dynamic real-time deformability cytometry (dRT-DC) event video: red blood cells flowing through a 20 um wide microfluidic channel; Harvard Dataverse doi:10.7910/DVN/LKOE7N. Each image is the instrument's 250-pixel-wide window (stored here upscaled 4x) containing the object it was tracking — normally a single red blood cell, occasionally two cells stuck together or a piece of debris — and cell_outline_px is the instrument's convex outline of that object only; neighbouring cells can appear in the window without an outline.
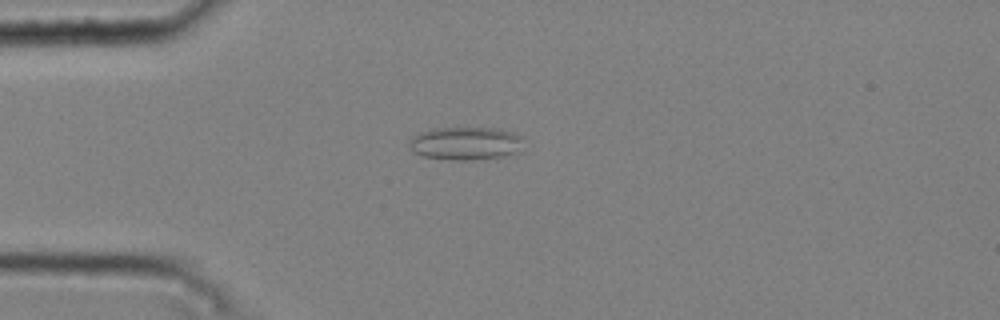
{"species": "common noctule bat (a hibernating species)", "species_latin": "Nyctalus noctula", "temperature_condition": "cold", "stored_images_in_passage": 49, "camera_frame_rate_fps": 3000, "um_per_image_px": 0.085, "animal": {"sex": "male", "body_mass_g": 20.4}, "frame": {"image": 1, "passage_image": 13, "time_ms": 4.0, "image_size_px": [1000, 320], "cell_outline_px": [[524, 136], [520, 152], [504, 156], [468, 160], [456, 160], [424, 156], [416, 152], [408, 144], [412, 136], [420, 132], [436, 128], [496, 128], [512, 132]], "centroid_in_image_um": [39.63, 12.18], "position_along_channel_um": 45.4, "area_um2": 21.96}}
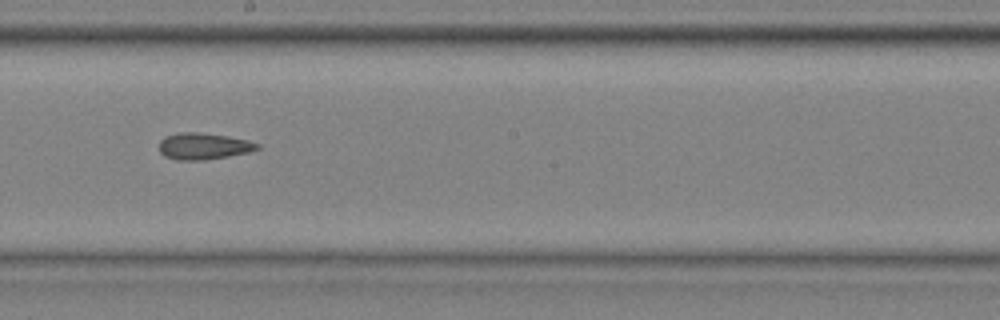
{"frame": {"image": 2, "passage_image": 29, "time_ms": 9.333, "image_size_px": [1000, 320], "cell_outline_px": [[260, 148], [248, 152], [228, 156], [204, 160], [176, 160], [164, 156], [160, 152], [160, 140], [164, 136], [180, 132], [200, 132], [228, 136], [248, 140], [260, 144]], "centroid_in_image_um": [17.29, 12.42], "position_along_channel_um": 230.9, "area_um2": 15.26}}
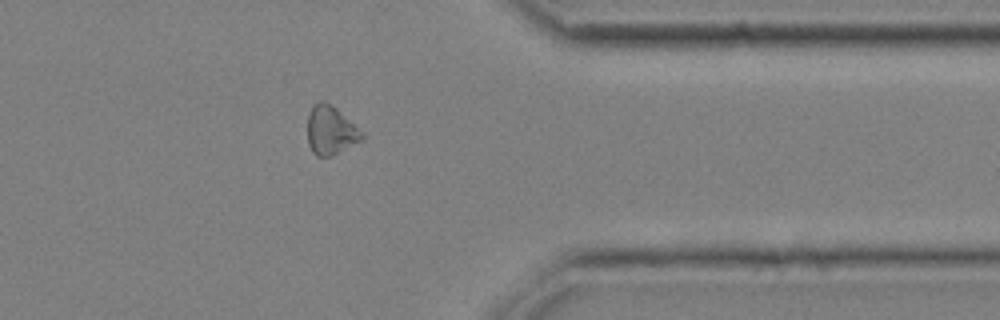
{"frame": {"image": 3, "passage_image": 42, "time_ms": 13.667, "image_size_px": [1000, 320], "cell_outline_px": [[364, 136], [360, 140], [332, 156], [316, 156], [312, 152], [308, 144], [308, 112], [312, 104], [320, 100], [324, 100], [336, 108], [364, 132]], "centroid_in_image_um": [28.08, 11.05], "position_along_channel_um": 383.3, "area_um2": 15.49}, "authors_computed_cell_mechanics": {"area_um2": 15.606, "velocity_mm_per_s": 3.7778, "shape_relaxation_time_tau1_ms": null, "shape_relaxation_time_tau2_ms": 5.0882, "deformation_change_tau1": null, "deformation_change_tau2": 0.1383}}